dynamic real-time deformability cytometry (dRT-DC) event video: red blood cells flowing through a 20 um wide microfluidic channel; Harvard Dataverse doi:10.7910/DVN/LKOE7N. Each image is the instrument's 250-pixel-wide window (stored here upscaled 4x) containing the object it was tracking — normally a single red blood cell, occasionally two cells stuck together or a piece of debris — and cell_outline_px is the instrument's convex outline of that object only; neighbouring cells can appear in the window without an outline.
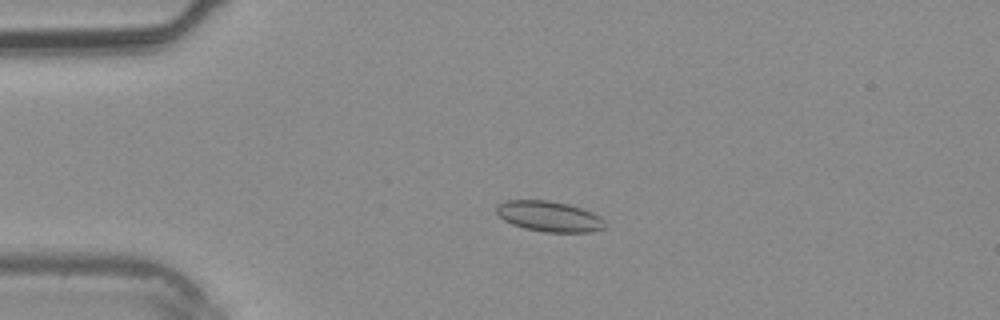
{"species": "common noctule bat (a hibernating species)", "species_latin": "Nyctalus noctula", "temperature_condition": "warm", "stored_images_in_passage": 39, "camera_frame_rate_fps": 3000, "um_per_image_px": 0.085, "animal": {"sex": "male", "body_mass_g": 20.4}, "frame": {"image": 1, "passage_image": 9, "time_ms": 2.667, "image_size_px": [1000, 320], "cell_outline_px": [[604, 228], [592, 232], [544, 232], [524, 228], [512, 224], [504, 220], [496, 212], [496, 204], [508, 200], [548, 200], [568, 204], [592, 212], [600, 216], [604, 220]], "centroid_in_image_um": [46.67, 18.39], "position_along_channel_um": 38.3, "area_um2": 19.31}}
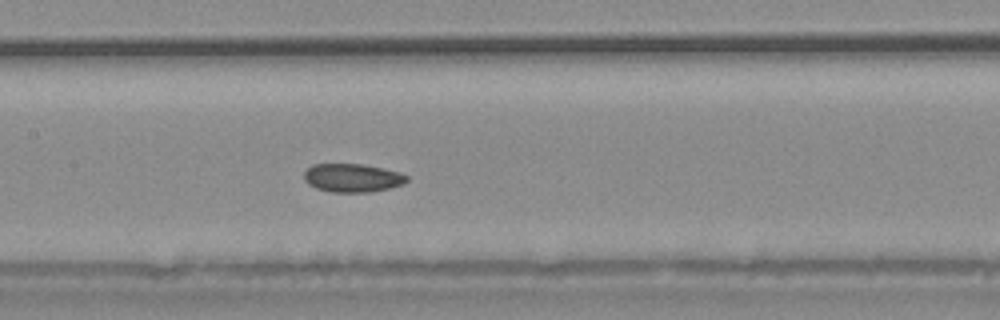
{"frame": {"image": 2, "passage_image": 19, "time_ms": 6.0, "image_size_px": [1000, 320], "cell_outline_px": [[408, 180], [404, 184], [372, 192], [328, 192], [316, 188], [308, 184], [304, 180], [304, 172], [312, 164], [360, 164], [384, 168], [400, 172], [408, 176]], "centroid_in_image_um": [29.95, 15.12], "position_along_channel_um": 177.4, "area_um2": 17.17}}
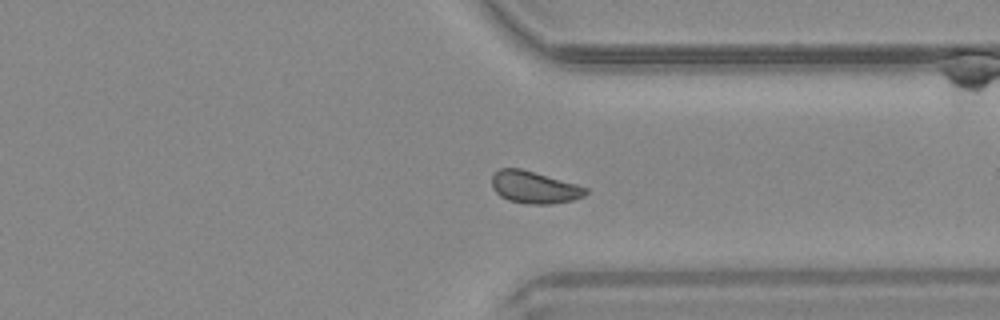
{"frame": {"image": 3, "passage_image": 30, "time_ms": 9.667, "image_size_px": [1000, 320], "cell_outline_px": [[588, 192], [584, 196], [572, 200], [552, 204], [528, 204], [508, 200], [500, 196], [492, 188], [492, 176], [500, 168], [520, 168], [576, 184], [588, 188]], "centroid_in_image_um": [45.41, 15.93], "position_along_channel_um": 366.0, "area_um2": 17.51}}